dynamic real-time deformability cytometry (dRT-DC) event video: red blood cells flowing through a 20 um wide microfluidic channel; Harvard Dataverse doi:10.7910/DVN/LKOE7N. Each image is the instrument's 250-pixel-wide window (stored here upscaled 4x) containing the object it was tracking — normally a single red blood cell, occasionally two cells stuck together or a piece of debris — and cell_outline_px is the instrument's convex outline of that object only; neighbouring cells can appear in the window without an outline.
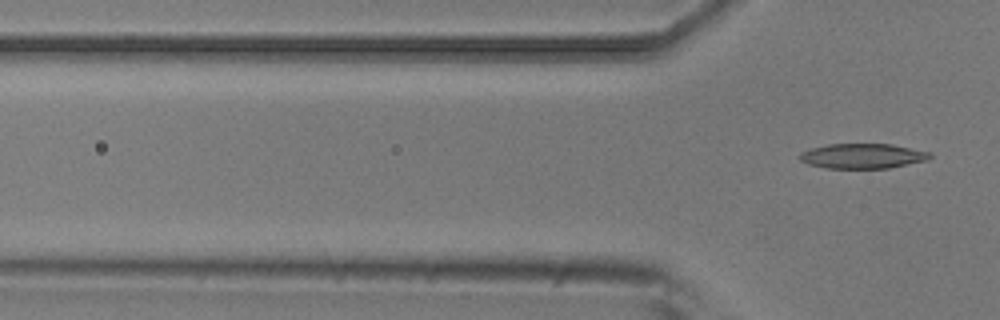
{"species": "common noctule bat (a hibernating species)", "species_latin": "Nyctalus noctula", "temperature_condition": "room temperature", "stored_images_in_passage": 2, "camera_frame_rate_fps": 3000, "um_per_image_px": 0.085, "animal": {"sex": "male", "body_mass_g": 20.5, "forearm_length_mm": 52.5}, "frame": {"image": 1, "passage_image": 2, "time_ms": 0.333, "image_size_px": [1000, 320], "cell_outline_px": [[932, 156], [928, 160], [888, 168], [824, 168], [808, 164], [800, 160], [800, 152], [812, 148], [828, 144], [892, 144], [932, 152]], "centroid_in_image_um": [73.35, 13.26], "position_along_channel_um": 52.5, "area_um2": 18.96}}